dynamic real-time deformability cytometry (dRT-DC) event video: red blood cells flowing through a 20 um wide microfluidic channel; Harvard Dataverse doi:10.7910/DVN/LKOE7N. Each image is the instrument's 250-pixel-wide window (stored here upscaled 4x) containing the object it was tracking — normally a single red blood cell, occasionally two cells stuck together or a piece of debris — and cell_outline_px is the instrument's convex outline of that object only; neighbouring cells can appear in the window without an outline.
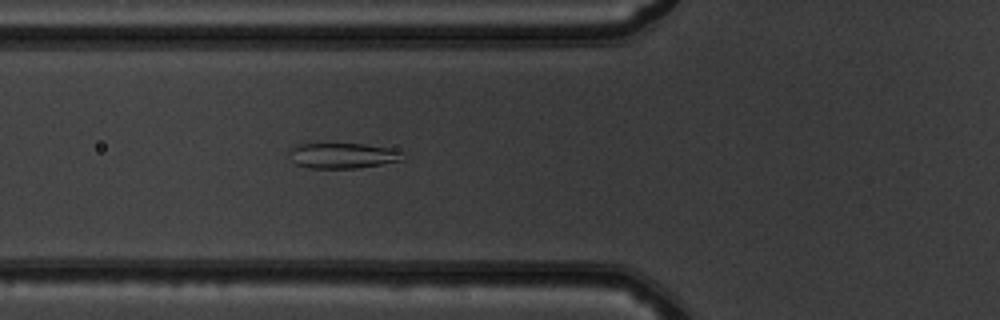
{"species": "common noctule bat (a hibernating species)", "species_latin": "Nyctalus noctula", "temperature_condition": "warm", "stored_images_in_passage": 51, "camera_frame_rate_fps": 3000, "um_per_image_px": 0.085, "animal": {"sex": "male", "body_mass_g": 19.5, "forearm_length_mm": 54.6}, "frame": {"image": 1, "passage_image": 19, "time_ms": 6.0, "image_size_px": [1000, 320], "cell_outline_px": [[404, 160], [356, 168], [312, 168], [296, 164], [292, 160], [288, 152], [296, 144], [364, 144], [396, 148], [400, 152]], "centroid_in_image_um": [29.14, 13.22], "position_along_channel_um": 96.7, "area_um2": 16.76}}
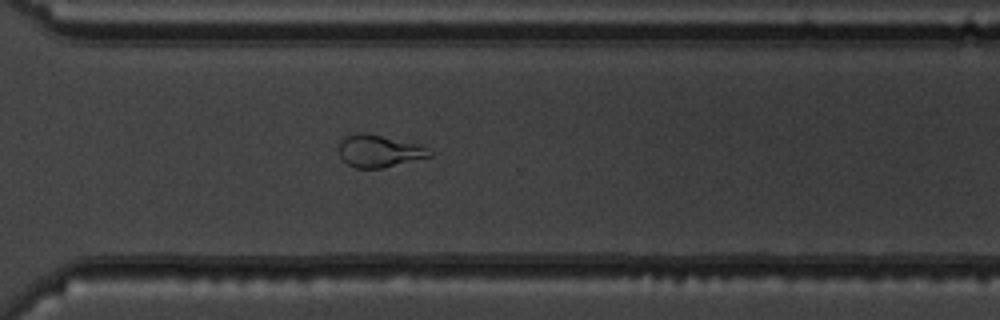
{"frame": {"image": 2, "passage_image": 37, "time_ms": 12.0, "image_size_px": [1000, 320], "cell_outline_px": [[432, 156], [384, 168], [356, 168], [348, 164], [340, 156], [336, 148], [340, 136], [356, 132], [364, 132], [420, 144], [432, 152]], "centroid_in_image_um": [32.15, 12.81], "position_along_channel_um": 338.5, "area_um2": 17.51}}
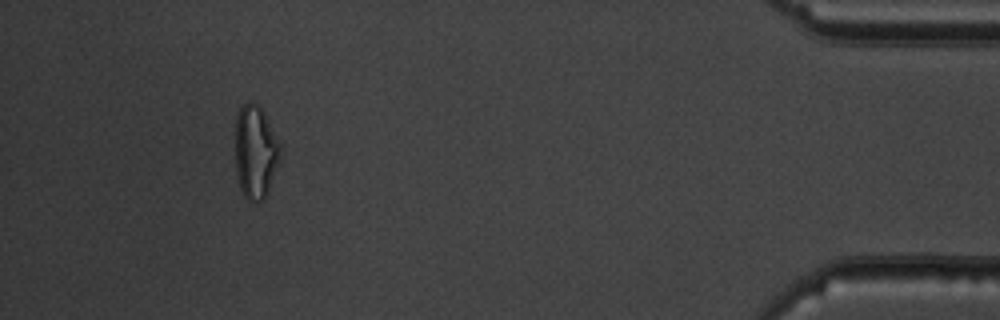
{"frame": {"image": 3, "passage_image": 47, "time_ms": 15.333, "image_size_px": [1000, 320], "cell_outline_px": [[280, 160], [268, 192], [264, 200], [248, 200], [244, 196], [240, 188], [236, 172], [236, 116], [240, 108], [248, 100], [256, 104], [264, 112], [280, 144]], "centroid_in_image_um": [21.72, 12.92], "position_along_channel_um": 413.5, "area_um2": 24.33}}